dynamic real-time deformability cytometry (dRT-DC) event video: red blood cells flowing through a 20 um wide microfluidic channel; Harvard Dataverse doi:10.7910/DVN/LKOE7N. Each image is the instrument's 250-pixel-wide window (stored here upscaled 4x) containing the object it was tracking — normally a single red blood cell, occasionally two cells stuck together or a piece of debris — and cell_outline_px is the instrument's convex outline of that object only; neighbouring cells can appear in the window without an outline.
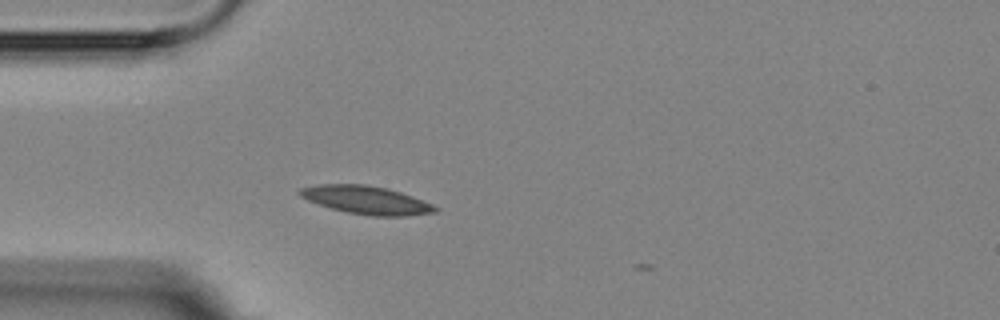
{"species": "Egyptian fruit bat (a non-hibernating species)", "species_latin": "Rousettus aegyptiacus", "temperature_condition": "room temperature", "stored_images_in_passage": 2, "camera_frame_rate_fps": 3000, "um_per_image_px": 0.085, "animal": {"sex": "female"}, "frame": {"image": 1, "passage_image": 1, "time_ms": 0.0, "image_size_px": [1000, 320], "cell_outline_px": [[440, 208], [436, 212], [408, 216], [372, 216], [348, 212], [332, 208], [308, 200], [300, 196], [296, 192], [300, 188], [320, 184], [364, 184], [388, 188], [412, 196], [432, 204]], "centroid_in_image_um": [31.15, 17.0], "position_along_channel_um": 53.8, "area_um2": 22.14}}